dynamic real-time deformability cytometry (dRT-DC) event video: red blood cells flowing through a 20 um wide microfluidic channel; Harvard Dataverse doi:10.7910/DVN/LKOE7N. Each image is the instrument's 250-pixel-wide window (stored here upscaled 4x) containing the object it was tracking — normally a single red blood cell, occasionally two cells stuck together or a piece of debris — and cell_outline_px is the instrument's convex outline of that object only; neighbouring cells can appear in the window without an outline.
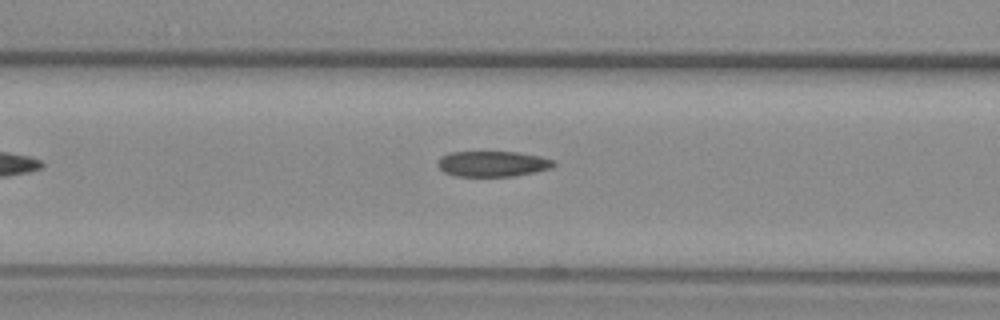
{"species": "common noctule bat (a hibernating species)", "species_latin": "Nyctalus noctula", "temperature_condition": "warm", "stored_images_in_passage": 30, "camera_frame_rate_fps": 3000, "um_per_image_px": 0.085, "animal": {"sex": "female", "body_mass_g": 29.2, "forearm_length_mm": 56.3}, "frame": {"image": 1, "passage_image": 5, "time_ms": 1.333, "image_size_px": [1000, 320], "cell_outline_px": [[556, 164], [552, 168], [512, 176], [456, 176], [444, 172], [436, 164], [440, 156], [448, 152], [520, 152], [540, 156], [552, 160]], "centroid_in_image_um": [41.84, 13.91], "position_along_channel_um": 124.8, "area_um2": 17.28}}
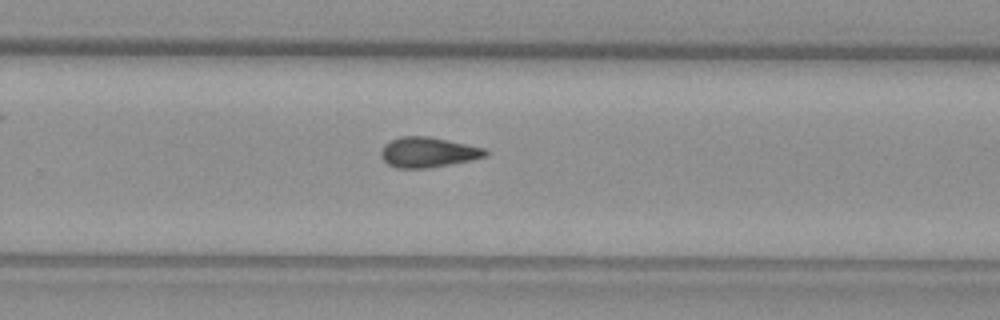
{"frame": {"image": 2, "passage_image": 18, "time_ms": 5.667, "image_size_px": [1000, 320], "cell_outline_px": [[488, 156], [472, 160], [452, 164], [428, 168], [396, 168], [388, 164], [380, 156], [380, 148], [384, 144], [400, 136], [428, 136], [448, 140], [484, 148], [488, 152]], "centroid_in_image_um": [36.36, 12.95], "position_along_channel_um": 293.4, "area_um2": 18.5}}
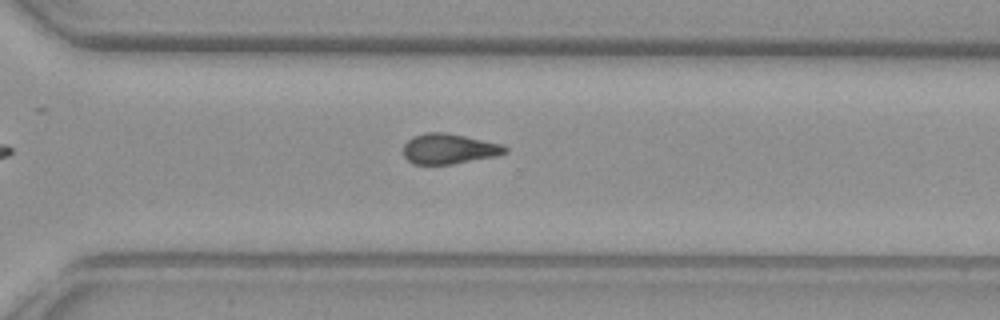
{"frame": {"image": 3, "passage_image": 21, "time_ms": 6.667, "image_size_px": [1000, 320], "cell_outline_px": [[508, 152], [496, 156], [452, 164], [412, 164], [404, 156], [404, 144], [412, 136], [424, 132], [444, 132], [464, 136], [500, 144], [508, 148]], "centroid_in_image_um": [38.14, 12.65], "position_along_channel_um": 332.5, "area_um2": 17.86}, "authors_computed_cell_mechanics": {"area_um2": 18.0914, "velocity_mm_per_s": 3.8998, "shape_relaxation_time_tau1_ms": null, "shape_relaxation_time_tau2_ms": 6.4081, "deformation_change_tau1": null, "deformation_change_tau2": 0.1401}}